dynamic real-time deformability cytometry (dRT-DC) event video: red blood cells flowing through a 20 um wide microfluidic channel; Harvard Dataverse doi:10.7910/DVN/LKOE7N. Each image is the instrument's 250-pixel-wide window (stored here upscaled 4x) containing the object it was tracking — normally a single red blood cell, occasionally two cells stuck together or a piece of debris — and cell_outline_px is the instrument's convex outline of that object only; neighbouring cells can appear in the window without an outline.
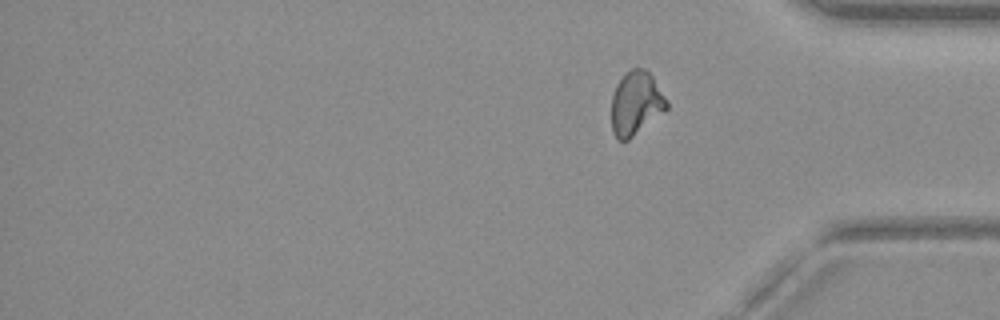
{"species": "common noctule bat (a hibernating species)", "species_latin": "Nyctalus noctula", "temperature_condition": "warm", "stored_images_in_passage": 16, "segment_of_instrument_passage": [2, 2], "camera_frame_rate_fps": 3000, "um_per_image_px": 0.085, "animal": {"sex": "female", "body_mass_g": 19.3, "forearm_length_mm": 54.1}, "frame": {"image": 1, "passage_image": 16, "time_ms": 20.333, "image_size_px": [1000, 320], "cell_outline_px": [[668, 108], [628, 140], [620, 140], [612, 132], [612, 96], [616, 84], [632, 68], [644, 68], [652, 76], [668, 100]], "centroid_in_image_um": [54.06, 8.77], "position_along_channel_um": 381.1, "area_um2": 20.17}}